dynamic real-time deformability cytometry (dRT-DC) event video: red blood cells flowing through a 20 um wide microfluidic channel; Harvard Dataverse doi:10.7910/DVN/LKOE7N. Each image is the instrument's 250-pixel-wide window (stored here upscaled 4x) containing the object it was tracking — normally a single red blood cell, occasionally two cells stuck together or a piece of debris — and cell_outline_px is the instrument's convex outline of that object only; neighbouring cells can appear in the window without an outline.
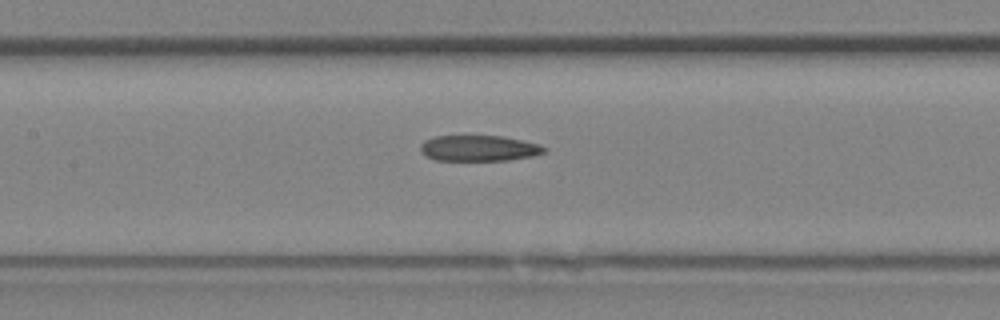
{"species": "Egyptian fruit bat (a non-hibernating species)", "species_latin": "Rousettus aegyptiacus", "temperature_condition": "room temperature", "stored_images_in_passage": 15, "camera_frame_rate_fps": 3000, "um_per_image_px": 0.085, "animal": {"sex": "female"}, "frame": {"image": 1, "passage_image": 11, "time_ms": 3.333, "image_size_px": [1000, 320], "cell_outline_px": [[544, 152], [532, 156], [508, 160], [436, 160], [428, 156], [420, 148], [420, 144], [424, 140], [436, 136], [504, 136], [536, 144], [544, 148]], "centroid_in_image_um": [40.67, 12.59], "position_along_channel_um": 166.7, "area_um2": 18.21}}